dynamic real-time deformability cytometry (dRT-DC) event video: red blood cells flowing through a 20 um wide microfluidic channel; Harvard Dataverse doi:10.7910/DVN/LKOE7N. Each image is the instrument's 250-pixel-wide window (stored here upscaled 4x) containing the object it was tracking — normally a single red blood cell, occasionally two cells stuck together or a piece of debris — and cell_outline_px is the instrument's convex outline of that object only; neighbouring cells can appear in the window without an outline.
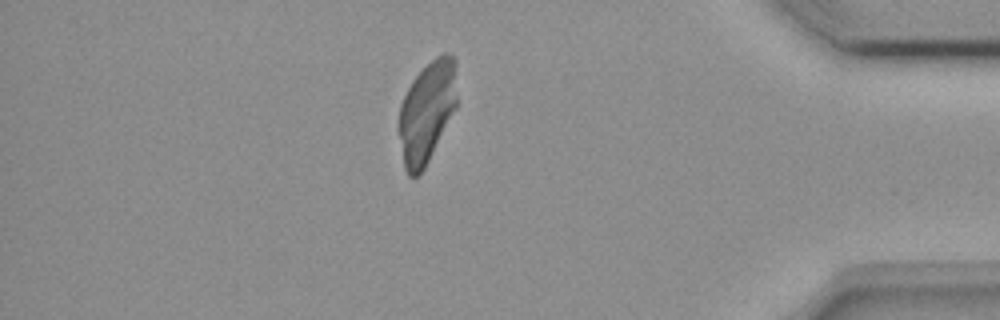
{"species": "common noctule bat (a hibernating species)", "species_latin": "Nyctalus noctula", "temperature_condition": "room temperature", "stored_images_in_passage": 38, "segment_of_instrument_passage": [1, 2], "camera_frame_rate_fps": 3000, "um_per_image_px": 0.085, "animal": {"sex": "female", "body_mass_g": 18.4}, "frame": {"image": 1, "passage_image": 30, "time_ms": 9.667, "image_size_px": [1000, 320], "cell_outline_px": [[456, 108], [424, 168], [416, 176], [408, 176], [404, 168], [400, 136], [400, 104], [412, 80], [436, 56], [444, 52], [448, 52], [456, 60]], "centroid_in_image_um": [36.31, 9.47], "position_along_channel_um": 398.9, "area_um2": 33.76}}